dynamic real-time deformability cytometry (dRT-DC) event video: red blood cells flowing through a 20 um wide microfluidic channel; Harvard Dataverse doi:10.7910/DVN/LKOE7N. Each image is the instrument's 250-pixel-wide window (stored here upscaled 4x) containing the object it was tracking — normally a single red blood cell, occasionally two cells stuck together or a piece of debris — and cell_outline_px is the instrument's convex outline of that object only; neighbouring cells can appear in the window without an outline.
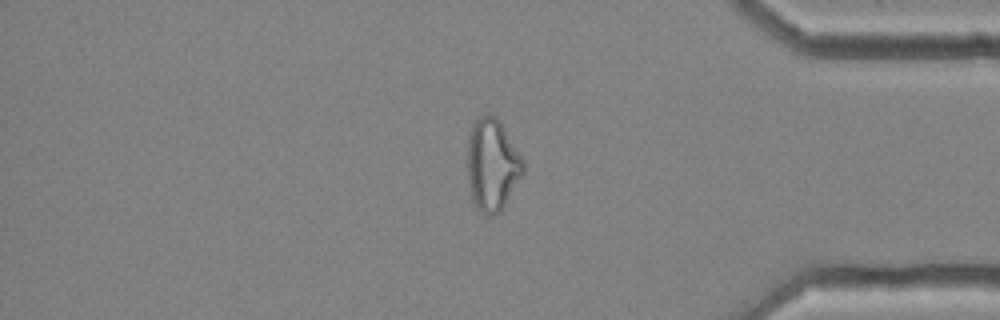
{"species": "common noctule bat (a hibernating species)", "species_latin": "Nyctalus noctula", "temperature_condition": "cold", "stored_images_in_passage": 36, "camera_frame_rate_fps": 3000, "um_per_image_px": 0.085, "animal": {"sex": "female", "body_mass_g": 25.1}, "frame": {"image": 1, "passage_image": 31, "time_ms": 10.0, "image_size_px": [1000, 320], "cell_outline_px": [[524, 172], [500, 212], [492, 216], [488, 216], [480, 212], [476, 208], [472, 200], [468, 180], [468, 136], [476, 120], [480, 116], [488, 112], [496, 116], [500, 120], [524, 160]], "centroid_in_image_um": [41.84, 14.0], "position_along_channel_um": 393.4, "area_um2": 30.06}, "authors_computed_cell_mechanics": {"area_um2": 26.3568, "velocity_mm_per_s": 3.6721, "shape_relaxation_time_tau1_ms": null, "shape_relaxation_time_tau2_ms": 2.1227, "deformation_change_tau1": null, "deformation_change_tau2": 0.1043}}